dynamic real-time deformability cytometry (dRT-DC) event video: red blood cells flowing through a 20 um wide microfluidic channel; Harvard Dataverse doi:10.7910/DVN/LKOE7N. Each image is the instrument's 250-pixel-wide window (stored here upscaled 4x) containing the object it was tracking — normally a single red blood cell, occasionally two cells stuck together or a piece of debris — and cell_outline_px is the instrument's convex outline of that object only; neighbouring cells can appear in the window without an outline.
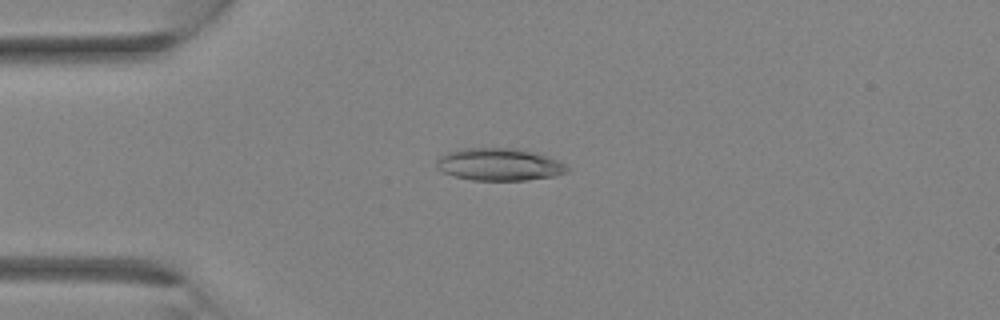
{"species": "Egyptian fruit bat (a non-hibernating species)", "species_latin": "Rousettus aegyptiacus", "temperature_condition": "room temperature", "stored_images_in_passage": 2, "camera_frame_rate_fps": 3000, "um_per_image_px": 0.085, "animal": {"sex": "female"}, "frame": {"image": 1, "passage_image": 2, "time_ms": 0.333, "image_size_px": [1000, 320], "cell_outline_px": [[568, 172], [552, 176], [528, 180], [472, 180], [452, 176], [436, 168], [436, 160], [440, 156], [448, 152], [464, 148], [516, 148], [536, 152], [548, 156], [564, 164], [568, 168]], "centroid_in_image_um": [42.41, 13.97], "position_along_channel_um": 42.6, "area_um2": 24.68}}